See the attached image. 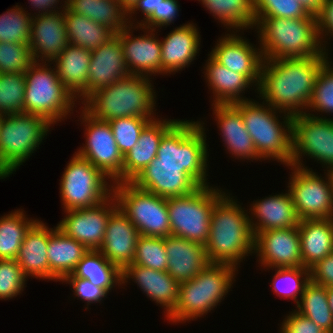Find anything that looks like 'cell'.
I'll return each mask as SVG.
<instances>
[{"label":"cell","instance_id":"6da1fadb","mask_svg":"<svg viewBox=\"0 0 333 333\" xmlns=\"http://www.w3.org/2000/svg\"><path fill=\"white\" fill-rule=\"evenodd\" d=\"M329 57L264 59L258 97L291 116L307 113L316 78Z\"/></svg>","mask_w":333,"mask_h":333},{"label":"cell","instance_id":"7a4b0ae2","mask_svg":"<svg viewBox=\"0 0 333 333\" xmlns=\"http://www.w3.org/2000/svg\"><path fill=\"white\" fill-rule=\"evenodd\" d=\"M230 195L225 192L213 206L205 252L209 263L230 264L238 268L246 256L254 253L255 236L248 210Z\"/></svg>","mask_w":333,"mask_h":333},{"label":"cell","instance_id":"3957f363","mask_svg":"<svg viewBox=\"0 0 333 333\" xmlns=\"http://www.w3.org/2000/svg\"><path fill=\"white\" fill-rule=\"evenodd\" d=\"M263 59L328 57L318 37L317 17L262 18L256 25ZM327 51V52H326Z\"/></svg>","mask_w":333,"mask_h":333},{"label":"cell","instance_id":"277c9868","mask_svg":"<svg viewBox=\"0 0 333 333\" xmlns=\"http://www.w3.org/2000/svg\"><path fill=\"white\" fill-rule=\"evenodd\" d=\"M150 79L130 74L92 93L81 108L102 121L132 116L155 120L156 92Z\"/></svg>","mask_w":333,"mask_h":333},{"label":"cell","instance_id":"5b68a950","mask_svg":"<svg viewBox=\"0 0 333 333\" xmlns=\"http://www.w3.org/2000/svg\"><path fill=\"white\" fill-rule=\"evenodd\" d=\"M237 269L230 264L209 263L193 279L180 283L178 301L166 319L185 323L211 312L230 291Z\"/></svg>","mask_w":333,"mask_h":333},{"label":"cell","instance_id":"8992f818","mask_svg":"<svg viewBox=\"0 0 333 333\" xmlns=\"http://www.w3.org/2000/svg\"><path fill=\"white\" fill-rule=\"evenodd\" d=\"M234 105L240 110L245 128L262 160H277L289 166L292 159L293 116L254 99L239 101ZM278 112L283 113L284 117H280L284 121H280Z\"/></svg>","mask_w":333,"mask_h":333},{"label":"cell","instance_id":"52a82bcc","mask_svg":"<svg viewBox=\"0 0 333 333\" xmlns=\"http://www.w3.org/2000/svg\"><path fill=\"white\" fill-rule=\"evenodd\" d=\"M204 124L179 119L161 138L157 156L150 164L178 165L200 186H207L209 153Z\"/></svg>","mask_w":333,"mask_h":333},{"label":"cell","instance_id":"ba28073f","mask_svg":"<svg viewBox=\"0 0 333 333\" xmlns=\"http://www.w3.org/2000/svg\"><path fill=\"white\" fill-rule=\"evenodd\" d=\"M52 67L46 62H34L26 71L24 112L43 117L54 125L72 114L75 101H80L75 100Z\"/></svg>","mask_w":333,"mask_h":333},{"label":"cell","instance_id":"9c48e42d","mask_svg":"<svg viewBox=\"0 0 333 333\" xmlns=\"http://www.w3.org/2000/svg\"><path fill=\"white\" fill-rule=\"evenodd\" d=\"M52 124L29 113L4 115L0 126V179L9 177L43 142Z\"/></svg>","mask_w":333,"mask_h":333},{"label":"cell","instance_id":"30bf717a","mask_svg":"<svg viewBox=\"0 0 333 333\" xmlns=\"http://www.w3.org/2000/svg\"><path fill=\"white\" fill-rule=\"evenodd\" d=\"M224 193L207 185L187 195L167 198L171 235L205 245L213 206Z\"/></svg>","mask_w":333,"mask_h":333},{"label":"cell","instance_id":"8fae6325","mask_svg":"<svg viewBox=\"0 0 333 333\" xmlns=\"http://www.w3.org/2000/svg\"><path fill=\"white\" fill-rule=\"evenodd\" d=\"M112 195L141 236L164 238L171 235L167 199L131 182L114 183Z\"/></svg>","mask_w":333,"mask_h":333},{"label":"cell","instance_id":"7c38bea8","mask_svg":"<svg viewBox=\"0 0 333 333\" xmlns=\"http://www.w3.org/2000/svg\"><path fill=\"white\" fill-rule=\"evenodd\" d=\"M61 177L60 197L64 211L91 208L112 195L113 183L76 152Z\"/></svg>","mask_w":333,"mask_h":333},{"label":"cell","instance_id":"4fadbf2b","mask_svg":"<svg viewBox=\"0 0 333 333\" xmlns=\"http://www.w3.org/2000/svg\"><path fill=\"white\" fill-rule=\"evenodd\" d=\"M322 164L324 171L333 168V118L299 114L292 118V166L307 168L303 156ZM324 166V167H323Z\"/></svg>","mask_w":333,"mask_h":333},{"label":"cell","instance_id":"5bb4252c","mask_svg":"<svg viewBox=\"0 0 333 333\" xmlns=\"http://www.w3.org/2000/svg\"><path fill=\"white\" fill-rule=\"evenodd\" d=\"M287 167L292 170L287 187L297 217L300 220L333 218V189L329 172L322 177L312 168Z\"/></svg>","mask_w":333,"mask_h":333},{"label":"cell","instance_id":"9a60e30c","mask_svg":"<svg viewBox=\"0 0 333 333\" xmlns=\"http://www.w3.org/2000/svg\"><path fill=\"white\" fill-rule=\"evenodd\" d=\"M80 120L85 125L86 141L76 153L111 179L113 184L122 182L124 156L117 147L109 122L93 118L84 109Z\"/></svg>","mask_w":333,"mask_h":333},{"label":"cell","instance_id":"2e32d148","mask_svg":"<svg viewBox=\"0 0 333 333\" xmlns=\"http://www.w3.org/2000/svg\"><path fill=\"white\" fill-rule=\"evenodd\" d=\"M117 208L116 199L111 195L97 206L64 211L66 216L60 220L57 228L89 250H99L107 221Z\"/></svg>","mask_w":333,"mask_h":333},{"label":"cell","instance_id":"e0dca14e","mask_svg":"<svg viewBox=\"0 0 333 333\" xmlns=\"http://www.w3.org/2000/svg\"><path fill=\"white\" fill-rule=\"evenodd\" d=\"M268 269L303 267L298 226L259 232L254 239V255Z\"/></svg>","mask_w":333,"mask_h":333},{"label":"cell","instance_id":"ac0fdd59","mask_svg":"<svg viewBox=\"0 0 333 333\" xmlns=\"http://www.w3.org/2000/svg\"><path fill=\"white\" fill-rule=\"evenodd\" d=\"M129 75L117 33L91 51L87 85L75 96L76 100L79 98L83 103L92 93Z\"/></svg>","mask_w":333,"mask_h":333},{"label":"cell","instance_id":"d6986e66","mask_svg":"<svg viewBox=\"0 0 333 333\" xmlns=\"http://www.w3.org/2000/svg\"><path fill=\"white\" fill-rule=\"evenodd\" d=\"M249 42L232 30L217 40L210 55L231 71L243 74L257 89L264 59L261 48Z\"/></svg>","mask_w":333,"mask_h":333},{"label":"cell","instance_id":"ffe728a7","mask_svg":"<svg viewBox=\"0 0 333 333\" xmlns=\"http://www.w3.org/2000/svg\"><path fill=\"white\" fill-rule=\"evenodd\" d=\"M135 28L145 30L144 34L134 37L132 29L135 30ZM153 32L155 30L142 28L135 24L133 27L129 25L119 32L125 63L131 75L149 78L151 75L156 76V73L161 75V42Z\"/></svg>","mask_w":333,"mask_h":333},{"label":"cell","instance_id":"44dd1931","mask_svg":"<svg viewBox=\"0 0 333 333\" xmlns=\"http://www.w3.org/2000/svg\"><path fill=\"white\" fill-rule=\"evenodd\" d=\"M63 3L58 12L32 16L31 38L28 44L34 62H53L69 44L63 16L67 0Z\"/></svg>","mask_w":333,"mask_h":333},{"label":"cell","instance_id":"7402d4cb","mask_svg":"<svg viewBox=\"0 0 333 333\" xmlns=\"http://www.w3.org/2000/svg\"><path fill=\"white\" fill-rule=\"evenodd\" d=\"M131 183L166 199L187 195L200 187L178 165L170 164H149Z\"/></svg>","mask_w":333,"mask_h":333},{"label":"cell","instance_id":"603a6c76","mask_svg":"<svg viewBox=\"0 0 333 333\" xmlns=\"http://www.w3.org/2000/svg\"><path fill=\"white\" fill-rule=\"evenodd\" d=\"M140 234L128 217L117 208L107 221L100 253L123 271L134 259Z\"/></svg>","mask_w":333,"mask_h":333},{"label":"cell","instance_id":"cb8c5ba5","mask_svg":"<svg viewBox=\"0 0 333 333\" xmlns=\"http://www.w3.org/2000/svg\"><path fill=\"white\" fill-rule=\"evenodd\" d=\"M200 33L194 23L181 25L161 40V74H171L189 66L200 50Z\"/></svg>","mask_w":333,"mask_h":333},{"label":"cell","instance_id":"d4e9b609","mask_svg":"<svg viewBox=\"0 0 333 333\" xmlns=\"http://www.w3.org/2000/svg\"><path fill=\"white\" fill-rule=\"evenodd\" d=\"M214 106V107H213ZM216 124L229 154L240 160H259L252 137L249 135L240 110L234 104L212 105Z\"/></svg>","mask_w":333,"mask_h":333},{"label":"cell","instance_id":"484cf974","mask_svg":"<svg viewBox=\"0 0 333 333\" xmlns=\"http://www.w3.org/2000/svg\"><path fill=\"white\" fill-rule=\"evenodd\" d=\"M167 273L179 284L193 279L208 264L205 245L173 235L164 237Z\"/></svg>","mask_w":333,"mask_h":333},{"label":"cell","instance_id":"4316f807","mask_svg":"<svg viewBox=\"0 0 333 333\" xmlns=\"http://www.w3.org/2000/svg\"><path fill=\"white\" fill-rule=\"evenodd\" d=\"M132 279L150 300L164 308L167 316L178 301L180 284L167 271H158L140 265L129 264L122 271V284Z\"/></svg>","mask_w":333,"mask_h":333},{"label":"cell","instance_id":"83f0119b","mask_svg":"<svg viewBox=\"0 0 333 333\" xmlns=\"http://www.w3.org/2000/svg\"><path fill=\"white\" fill-rule=\"evenodd\" d=\"M286 192L285 194L282 192L273 196L269 195L256 200L255 203L253 201L249 209L251 216L248 217L254 236L262 231L298 226L300 219L296 215L289 190Z\"/></svg>","mask_w":333,"mask_h":333},{"label":"cell","instance_id":"f1b7e54d","mask_svg":"<svg viewBox=\"0 0 333 333\" xmlns=\"http://www.w3.org/2000/svg\"><path fill=\"white\" fill-rule=\"evenodd\" d=\"M179 119L152 120L141 132L137 144L124 155L122 182H131L157 156L163 135Z\"/></svg>","mask_w":333,"mask_h":333},{"label":"cell","instance_id":"f546056e","mask_svg":"<svg viewBox=\"0 0 333 333\" xmlns=\"http://www.w3.org/2000/svg\"><path fill=\"white\" fill-rule=\"evenodd\" d=\"M48 241V226L37 220L26 232L16 256L26 278L29 276L49 281Z\"/></svg>","mask_w":333,"mask_h":333},{"label":"cell","instance_id":"4dcf8cb0","mask_svg":"<svg viewBox=\"0 0 333 333\" xmlns=\"http://www.w3.org/2000/svg\"><path fill=\"white\" fill-rule=\"evenodd\" d=\"M208 56L203 73L208 88H211L210 91L212 90L214 97L212 105L234 104L239 101L250 100L243 97L241 93H245V90H248L247 88L252 87L253 84L243 74L231 71L216 61L210 54Z\"/></svg>","mask_w":333,"mask_h":333},{"label":"cell","instance_id":"1f68e13d","mask_svg":"<svg viewBox=\"0 0 333 333\" xmlns=\"http://www.w3.org/2000/svg\"><path fill=\"white\" fill-rule=\"evenodd\" d=\"M88 251L85 245L66 236L57 226L54 229L49 228V280L61 282L74 271L77 263Z\"/></svg>","mask_w":333,"mask_h":333},{"label":"cell","instance_id":"d6a6232c","mask_svg":"<svg viewBox=\"0 0 333 333\" xmlns=\"http://www.w3.org/2000/svg\"><path fill=\"white\" fill-rule=\"evenodd\" d=\"M298 231L303 267L310 269L333 252V218L300 220Z\"/></svg>","mask_w":333,"mask_h":333},{"label":"cell","instance_id":"836d02e7","mask_svg":"<svg viewBox=\"0 0 333 333\" xmlns=\"http://www.w3.org/2000/svg\"><path fill=\"white\" fill-rule=\"evenodd\" d=\"M91 50L68 44L52 62L61 82L76 96L86 85Z\"/></svg>","mask_w":333,"mask_h":333},{"label":"cell","instance_id":"e575fe53","mask_svg":"<svg viewBox=\"0 0 333 333\" xmlns=\"http://www.w3.org/2000/svg\"><path fill=\"white\" fill-rule=\"evenodd\" d=\"M67 7L76 14L106 25L115 34L130 25L127 11L118 0H67Z\"/></svg>","mask_w":333,"mask_h":333},{"label":"cell","instance_id":"d590c367","mask_svg":"<svg viewBox=\"0 0 333 333\" xmlns=\"http://www.w3.org/2000/svg\"><path fill=\"white\" fill-rule=\"evenodd\" d=\"M63 16L67 39L72 45L92 51L115 35L106 25L96 23L92 19L76 14L68 7L63 11Z\"/></svg>","mask_w":333,"mask_h":333},{"label":"cell","instance_id":"8d00e7d4","mask_svg":"<svg viewBox=\"0 0 333 333\" xmlns=\"http://www.w3.org/2000/svg\"><path fill=\"white\" fill-rule=\"evenodd\" d=\"M71 274L74 277L87 279L93 285L103 288L107 293L113 287L122 285V271L110 263L99 250H89L77 263Z\"/></svg>","mask_w":333,"mask_h":333},{"label":"cell","instance_id":"74e56055","mask_svg":"<svg viewBox=\"0 0 333 333\" xmlns=\"http://www.w3.org/2000/svg\"><path fill=\"white\" fill-rule=\"evenodd\" d=\"M199 2L229 30L234 29V32H238L255 27L254 0H199Z\"/></svg>","mask_w":333,"mask_h":333},{"label":"cell","instance_id":"f35d334b","mask_svg":"<svg viewBox=\"0 0 333 333\" xmlns=\"http://www.w3.org/2000/svg\"><path fill=\"white\" fill-rule=\"evenodd\" d=\"M296 311L315 322L327 333H333V312L329 307L325 286L310 281L305 286Z\"/></svg>","mask_w":333,"mask_h":333},{"label":"cell","instance_id":"ab89813d","mask_svg":"<svg viewBox=\"0 0 333 333\" xmlns=\"http://www.w3.org/2000/svg\"><path fill=\"white\" fill-rule=\"evenodd\" d=\"M24 210L0 217V259H16L26 232L38 219H29Z\"/></svg>","mask_w":333,"mask_h":333},{"label":"cell","instance_id":"60d3db41","mask_svg":"<svg viewBox=\"0 0 333 333\" xmlns=\"http://www.w3.org/2000/svg\"><path fill=\"white\" fill-rule=\"evenodd\" d=\"M272 280L273 291L282 299L295 301L296 306L301 299L305 286L311 281L310 269L306 267L274 268ZM298 295L300 298H298ZM298 298V299H297Z\"/></svg>","mask_w":333,"mask_h":333},{"label":"cell","instance_id":"b9f144b4","mask_svg":"<svg viewBox=\"0 0 333 333\" xmlns=\"http://www.w3.org/2000/svg\"><path fill=\"white\" fill-rule=\"evenodd\" d=\"M15 5L0 15V42L28 44L31 38V13Z\"/></svg>","mask_w":333,"mask_h":333},{"label":"cell","instance_id":"7bdbcfd3","mask_svg":"<svg viewBox=\"0 0 333 333\" xmlns=\"http://www.w3.org/2000/svg\"><path fill=\"white\" fill-rule=\"evenodd\" d=\"M25 73H0V113L24 112Z\"/></svg>","mask_w":333,"mask_h":333},{"label":"cell","instance_id":"ee69618b","mask_svg":"<svg viewBox=\"0 0 333 333\" xmlns=\"http://www.w3.org/2000/svg\"><path fill=\"white\" fill-rule=\"evenodd\" d=\"M132 264L167 271L168 258L164 248V238L140 235Z\"/></svg>","mask_w":333,"mask_h":333},{"label":"cell","instance_id":"f6af8a7d","mask_svg":"<svg viewBox=\"0 0 333 333\" xmlns=\"http://www.w3.org/2000/svg\"><path fill=\"white\" fill-rule=\"evenodd\" d=\"M311 13L298 0H254L255 25L262 18H306Z\"/></svg>","mask_w":333,"mask_h":333},{"label":"cell","instance_id":"bcb514c9","mask_svg":"<svg viewBox=\"0 0 333 333\" xmlns=\"http://www.w3.org/2000/svg\"><path fill=\"white\" fill-rule=\"evenodd\" d=\"M153 118L126 117L114 118L109 122L113 136L122 155H126L138 142L142 130Z\"/></svg>","mask_w":333,"mask_h":333},{"label":"cell","instance_id":"7dc6e473","mask_svg":"<svg viewBox=\"0 0 333 333\" xmlns=\"http://www.w3.org/2000/svg\"><path fill=\"white\" fill-rule=\"evenodd\" d=\"M331 64L332 62L328 60L318 73L307 114L312 111L322 114L333 113V65Z\"/></svg>","mask_w":333,"mask_h":333},{"label":"cell","instance_id":"c3c4849f","mask_svg":"<svg viewBox=\"0 0 333 333\" xmlns=\"http://www.w3.org/2000/svg\"><path fill=\"white\" fill-rule=\"evenodd\" d=\"M33 63L29 44L0 42V73H26Z\"/></svg>","mask_w":333,"mask_h":333},{"label":"cell","instance_id":"681fc988","mask_svg":"<svg viewBox=\"0 0 333 333\" xmlns=\"http://www.w3.org/2000/svg\"><path fill=\"white\" fill-rule=\"evenodd\" d=\"M26 278L16 259H0V300H8L24 290Z\"/></svg>","mask_w":333,"mask_h":333},{"label":"cell","instance_id":"f907efd6","mask_svg":"<svg viewBox=\"0 0 333 333\" xmlns=\"http://www.w3.org/2000/svg\"><path fill=\"white\" fill-rule=\"evenodd\" d=\"M63 282L71 285L70 287H72L74 292L73 295L87 302V307L85 309H88L90 303H100L108 294L103 288L93 285L87 279L74 277L72 274L67 275L62 280V284Z\"/></svg>","mask_w":333,"mask_h":333},{"label":"cell","instance_id":"816d5d0a","mask_svg":"<svg viewBox=\"0 0 333 333\" xmlns=\"http://www.w3.org/2000/svg\"><path fill=\"white\" fill-rule=\"evenodd\" d=\"M178 4V0H163L158 7V13H152L139 26L155 31H157L156 28L160 27L161 29L163 26H169L179 16L180 5Z\"/></svg>","mask_w":333,"mask_h":333},{"label":"cell","instance_id":"f5cc1de1","mask_svg":"<svg viewBox=\"0 0 333 333\" xmlns=\"http://www.w3.org/2000/svg\"><path fill=\"white\" fill-rule=\"evenodd\" d=\"M280 333H327L309 318L303 316L295 309L284 318Z\"/></svg>","mask_w":333,"mask_h":333},{"label":"cell","instance_id":"db71d44e","mask_svg":"<svg viewBox=\"0 0 333 333\" xmlns=\"http://www.w3.org/2000/svg\"><path fill=\"white\" fill-rule=\"evenodd\" d=\"M316 17L319 40L322 46L327 49L326 47L329 43H327L325 39H327V36H333V0H322L319 12L316 14Z\"/></svg>","mask_w":333,"mask_h":333},{"label":"cell","instance_id":"11a10c76","mask_svg":"<svg viewBox=\"0 0 333 333\" xmlns=\"http://www.w3.org/2000/svg\"><path fill=\"white\" fill-rule=\"evenodd\" d=\"M310 277L315 284L333 287V252L310 268Z\"/></svg>","mask_w":333,"mask_h":333},{"label":"cell","instance_id":"9f6ffc18","mask_svg":"<svg viewBox=\"0 0 333 333\" xmlns=\"http://www.w3.org/2000/svg\"><path fill=\"white\" fill-rule=\"evenodd\" d=\"M163 0H138L135 5L127 12L128 22L133 26V22H135L132 16L136 13V11H141L144 17L141 19L140 23L137 22V26L144 22L152 13H158V7ZM132 20V21H131Z\"/></svg>","mask_w":333,"mask_h":333},{"label":"cell","instance_id":"6f0895ef","mask_svg":"<svg viewBox=\"0 0 333 333\" xmlns=\"http://www.w3.org/2000/svg\"><path fill=\"white\" fill-rule=\"evenodd\" d=\"M31 2V6H33L34 9L39 10L36 15H43L46 13H55L58 12V4L60 0H29ZM58 2V3H57ZM57 4V5H56ZM56 5V6H55ZM57 7V10H55ZM54 9V10H53ZM41 11V13H40Z\"/></svg>","mask_w":333,"mask_h":333},{"label":"cell","instance_id":"680465c9","mask_svg":"<svg viewBox=\"0 0 333 333\" xmlns=\"http://www.w3.org/2000/svg\"><path fill=\"white\" fill-rule=\"evenodd\" d=\"M301 2L306 9L312 13V14H317L319 12L322 0H298Z\"/></svg>","mask_w":333,"mask_h":333},{"label":"cell","instance_id":"91938a15","mask_svg":"<svg viewBox=\"0 0 333 333\" xmlns=\"http://www.w3.org/2000/svg\"><path fill=\"white\" fill-rule=\"evenodd\" d=\"M122 7L128 12L138 0H118Z\"/></svg>","mask_w":333,"mask_h":333},{"label":"cell","instance_id":"94428289","mask_svg":"<svg viewBox=\"0 0 333 333\" xmlns=\"http://www.w3.org/2000/svg\"><path fill=\"white\" fill-rule=\"evenodd\" d=\"M327 295H328L329 307L333 312V287L327 288Z\"/></svg>","mask_w":333,"mask_h":333},{"label":"cell","instance_id":"6125c7cd","mask_svg":"<svg viewBox=\"0 0 333 333\" xmlns=\"http://www.w3.org/2000/svg\"><path fill=\"white\" fill-rule=\"evenodd\" d=\"M329 174H330V178H331V183H332V189H333V168L328 170Z\"/></svg>","mask_w":333,"mask_h":333},{"label":"cell","instance_id":"be15d7a7","mask_svg":"<svg viewBox=\"0 0 333 333\" xmlns=\"http://www.w3.org/2000/svg\"><path fill=\"white\" fill-rule=\"evenodd\" d=\"M3 117H4V114H1V113H0V126H1V123H2V119H3Z\"/></svg>","mask_w":333,"mask_h":333}]
</instances>
